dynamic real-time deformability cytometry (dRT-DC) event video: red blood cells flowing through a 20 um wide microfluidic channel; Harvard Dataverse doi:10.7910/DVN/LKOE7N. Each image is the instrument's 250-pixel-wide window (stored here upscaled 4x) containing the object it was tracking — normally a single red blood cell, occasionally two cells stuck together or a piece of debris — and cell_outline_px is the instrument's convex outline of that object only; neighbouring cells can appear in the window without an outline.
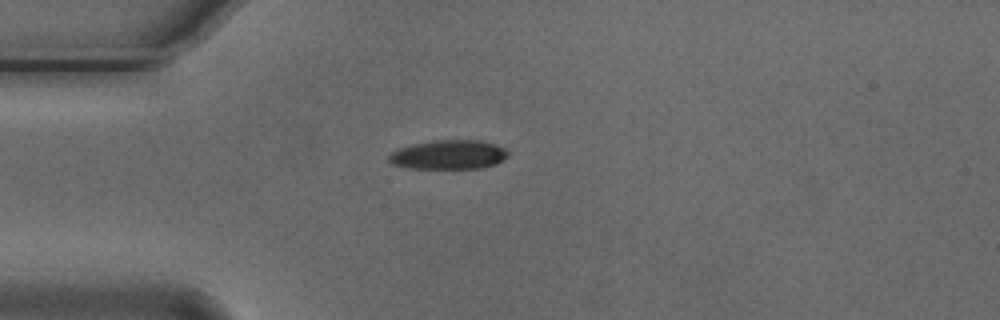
{"species": "Egyptian fruit bat (a non-hibernating species)", "species_latin": "Rousettus aegyptiacus", "temperature_condition": "cold", "stored_images_in_passage": 6, "camera_frame_rate_fps": 3000, "um_per_image_px": 0.085, "animal": {"sex": "male"}, "frame": {"image": 1, "passage_image": 6, "time_ms": 1.667, "image_size_px": [1000, 320], "cell_outline_px": [[508, 156], [504, 160], [496, 164], [480, 168], [408, 168], [392, 164], [388, 160], [388, 156], [392, 152], [400, 148], [412, 144], [436, 140], [480, 140], [496, 144], [504, 148], [508, 152]], "centroid_in_image_um": [38.15, 13.15], "position_along_channel_um": 46.8, "area_um2": 20.29}}